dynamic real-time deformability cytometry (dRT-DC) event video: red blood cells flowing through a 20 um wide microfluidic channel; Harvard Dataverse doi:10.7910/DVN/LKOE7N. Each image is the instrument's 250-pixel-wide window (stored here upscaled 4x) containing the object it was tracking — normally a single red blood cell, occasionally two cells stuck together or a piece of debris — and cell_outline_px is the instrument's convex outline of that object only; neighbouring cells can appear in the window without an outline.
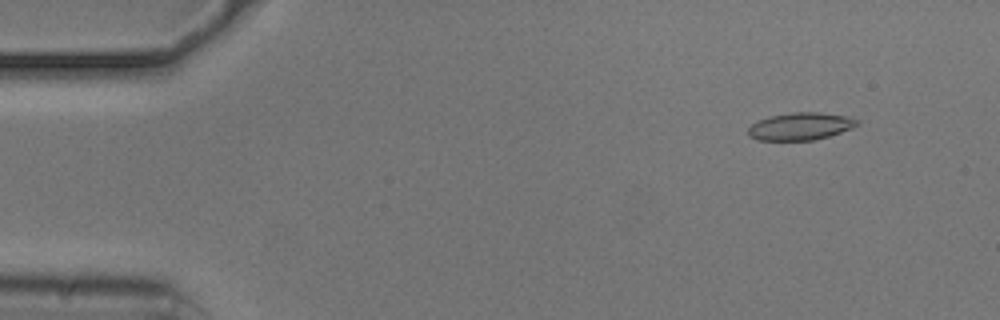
{"species": "common noctule bat (a hibernating species)", "species_latin": "Nyctalus noctula", "temperature_condition": "cold", "stored_images_in_passage": 56, "camera_frame_rate_fps": 3000, "um_per_image_px": 0.085, "animal": {"sex": "male", "body_mass_g": 20.5, "forearm_length_mm": 52.5}, "frame": {"image": 1, "passage_image": 5, "time_ms": 1.333, "image_size_px": [1000, 320], "cell_outline_px": [[860, 124], [852, 128], [828, 136], [812, 140], [756, 140], [748, 136], [748, 128], [752, 124], [760, 120], [772, 116], [792, 112], [816, 112], [848, 116], [860, 120]], "centroid_in_image_um": [68.06, 10.74], "position_along_channel_um": 16.9, "area_um2": 17.34}}
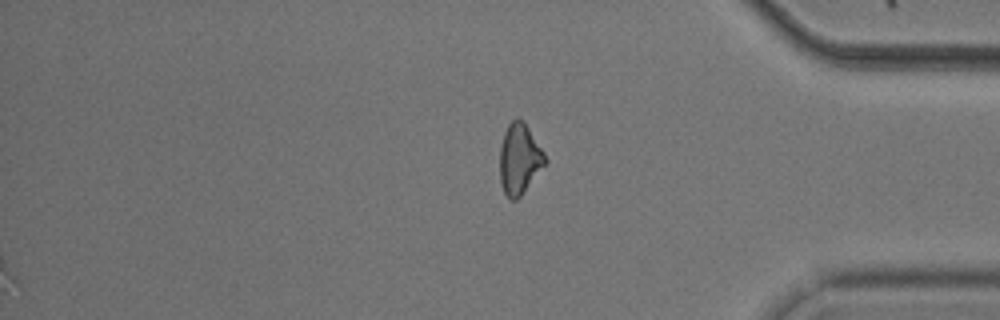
{"frame": {"image": 2, "passage_image": 56, "time_ms": 18.333, "image_size_px": [1000, 320], "cell_outline_px": [[548, 160], [520, 196], [516, 200], [512, 200], [504, 192], [500, 180], [500, 148], [504, 132], [508, 124], [516, 116], [524, 120], [544, 152]], "centroid_in_image_um": [44.15, 13.46], "position_along_channel_um": 391.1, "area_um2": 18.55}}